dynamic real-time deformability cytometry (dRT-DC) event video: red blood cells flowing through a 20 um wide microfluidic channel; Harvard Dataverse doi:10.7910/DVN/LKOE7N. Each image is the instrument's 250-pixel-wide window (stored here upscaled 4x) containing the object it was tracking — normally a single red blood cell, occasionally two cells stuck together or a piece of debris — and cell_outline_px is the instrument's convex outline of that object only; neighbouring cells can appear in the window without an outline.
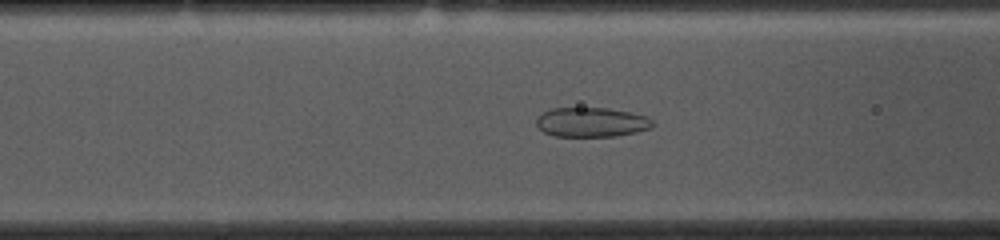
{"species": "common noctule bat (a hibernating species)", "species_latin": "Nyctalus noctula", "temperature_condition": "cold", "stored_images_in_passage": 53, "camera_frame_rate_fps": 3000, "um_per_image_px": 0.085, "animal": {"sex": "female", "body_mass_g": 10.0, "forearm_length_mm": 53.1}, "frame": {"image": 1, "passage_image": 19, "time_ms": 6.0, "image_size_px": [1000, 240], "cell_outline_px": [[656, 124], [652, 128], [636, 132], [616, 136], [552, 136], [544, 132], [536, 124], [536, 120], [544, 112], [552, 108], [608, 108], [632, 112], [648, 116]], "centroid_in_image_um": [50.34, 10.38], "position_along_channel_um": 116.3, "area_um2": 20.11}}
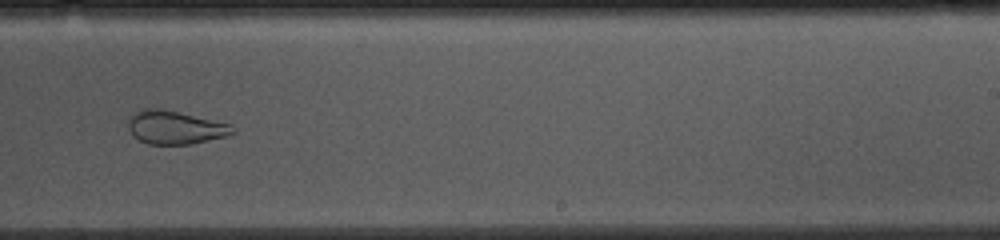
{"frame": {"image": 2, "passage_image": 32, "time_ms": 10.333, "image_size_px": [1000, 240], "cell_outline_px": [[236, 132], [228, 136], [192, 144], [148, 144], [132, 136], [128, 128], [128, 120], [132, 112], [140, 108], [156, 108], [176, 112], [228, 124], [236, 128]], "centroid_in_image_um": [14.83, 10.84], "position_along_channel_um": 274.2, "area_um2": 20.23}}
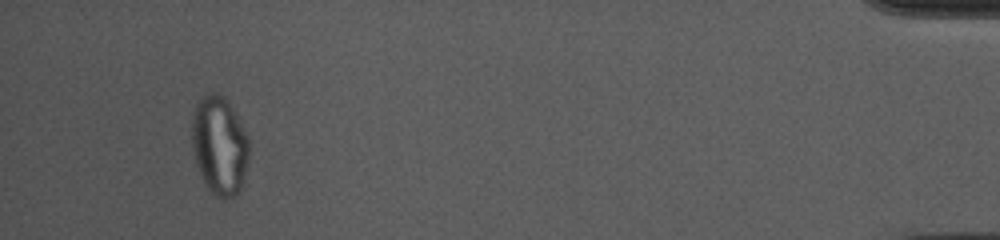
{"frame": {"image": 3, "passage_image": 50, "time_ms": 16.333, "image_size_px": [1000, 240], "cell_outline_px": [[248, 156], [240, 192], [236, 196], [228, 200], [216, 196], [204, 184], [196, 164], [192, 148], [192, 112], [196, 104], [208, 92], [216, 92], [224, 96], [228, 100], [244, 128], [248, 136]], "centroid_in_image_um": [18.64, 12.36], "position_along_channel_um": 416.6, "area_um2": 33.12}, "authors_computed_cell_mechanics": {"area_um2": 26.7614, "velocity_mm_per_s": 3.6449, "shape_relaxation_time_tau1_ms": null, "shape_relaxation_time_tau2_ms": 1.7241, "deformation_change_tau1": null, "deformation_change_tau2": 0.062}}